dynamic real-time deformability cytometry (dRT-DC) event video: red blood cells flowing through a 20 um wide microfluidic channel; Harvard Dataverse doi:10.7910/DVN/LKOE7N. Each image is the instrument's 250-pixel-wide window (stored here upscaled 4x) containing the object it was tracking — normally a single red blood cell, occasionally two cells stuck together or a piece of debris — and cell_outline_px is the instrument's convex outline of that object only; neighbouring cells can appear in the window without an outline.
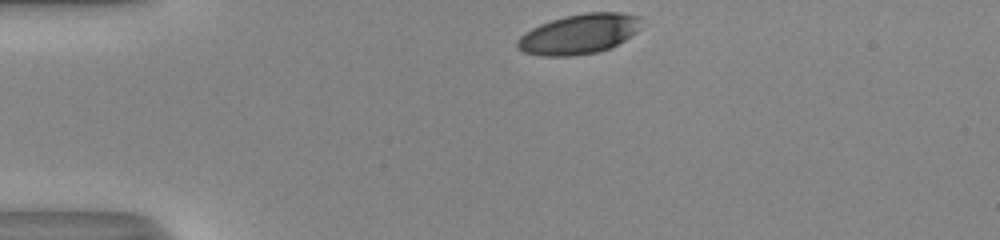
{"species": "human", "species_latin": "Homo sapiens", "temperature_condition": "room temperature", "stored_images_in_passage": 31, "camera_frame_rate_fps": 3000, "um_per_image_px": 0.085, "donor": {"sex": "male"}, "frame": {"image": 1, "passage_image": 1, "time_ms": 0.0, "image_size_px": [1000, 240], "cell_outline_px": [[640, 16], [636, 32], [624, 40], [608, 48], [596, 52], [572, 56], [540, 56], [524, 52], [516, 48], [516, 40], [524, 32], [540, 24], [564, 16], [588, 12], [620, 12]], "centroid_in_image_um": [49.15, 2.89], "position_along_channel_um": 35.8, "area_um2": 28.67}}
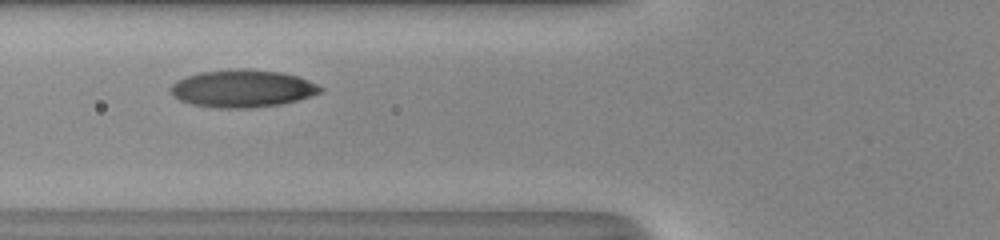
{"frame": {"image": 2, "passage_image": 10, "time_ms": 3.0, "image_size_px": [1000, 240], "cell_outline_px": [[324, 88], [320, 92], [296, 100], [280, 104], [248, 108], [216, 108], [192, 104], [180, 100], [172, 96], [172, 84], [176, 80], [200, 72], [236, 68], [248, 68], [280, 72], [296, 76], [308, 80]], "centroid_in_image_um": [20.58, 7.51], "position_along_channel_um": 105.2, "area_um2": 32.54}}
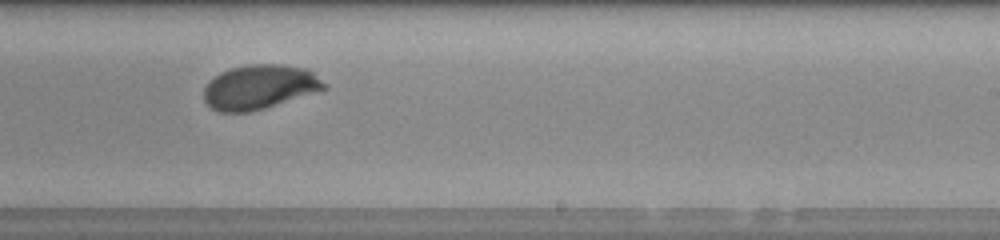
{"frame": {"image": 3, "passage_image": 22, "time_ms": 7.0, "image_size_px": [1000, 240], "cell_outline_px": [[328, 88], [264, 108], [248, 112], [220, 112], [212, 108], [204, 100], [204, 88], [220, 72], [232, 68], [248, 64], [280, 64], [308, 68], [328, 84]], "centroid_in_image_um": [22.1, 7.38], "position_along_channel_um": 266.9, "area_um2": 30.98}, "authors_computed_cell_mechanics": {"area_um2": 31.3276, "velocity_mm_per_s": 4.0601, "shape_relaxation_time_tau1_ms": 2.7253, "shape_relaxation_time_tau2_ms": 0.8737, "deformation_change_tau1": 0.1457, "deformation_change_tau2": 0.0425}}